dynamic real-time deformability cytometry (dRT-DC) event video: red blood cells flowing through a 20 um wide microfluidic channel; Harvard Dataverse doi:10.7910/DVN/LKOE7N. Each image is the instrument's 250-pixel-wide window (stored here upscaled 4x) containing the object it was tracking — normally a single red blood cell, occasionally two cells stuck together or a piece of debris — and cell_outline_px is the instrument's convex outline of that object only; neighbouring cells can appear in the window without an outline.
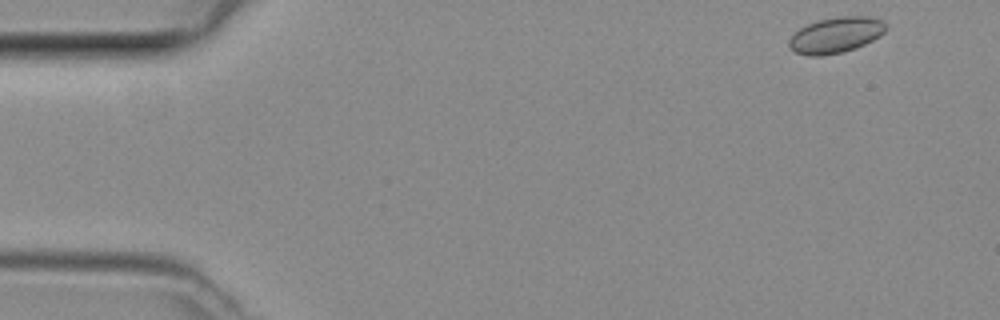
{"species": "common noctule bat (a hibernating species)", "species_latin": "Nyctalus noctula", "temperature_condition": "room temperature", "stored_images_in_passage": 7, "camera_frame_rate_fps": 3000, "um_per_image_px": 0.085, "animal": {"sex": "female", "body_mass_g": 29.2, "forearm_length_mm": 56.3}, "frame": {"image": 1, "passage_image": 1, "time_ms": 0.0, "image_size_px": [1000, 320], "cell_outline_px": [[884, 32], [880, 36], [856, 48], [840, 52], [820, 56], [808, 56], [796, 52], [788, 48], [788, 40], [800, 28], [816, 20], [836, 16], [872, 16], [884, 20]], "centroid_in_image_um": [71.03, 2.96], "position_along_channel_um": 14.0, "area_um2": 20.23}}